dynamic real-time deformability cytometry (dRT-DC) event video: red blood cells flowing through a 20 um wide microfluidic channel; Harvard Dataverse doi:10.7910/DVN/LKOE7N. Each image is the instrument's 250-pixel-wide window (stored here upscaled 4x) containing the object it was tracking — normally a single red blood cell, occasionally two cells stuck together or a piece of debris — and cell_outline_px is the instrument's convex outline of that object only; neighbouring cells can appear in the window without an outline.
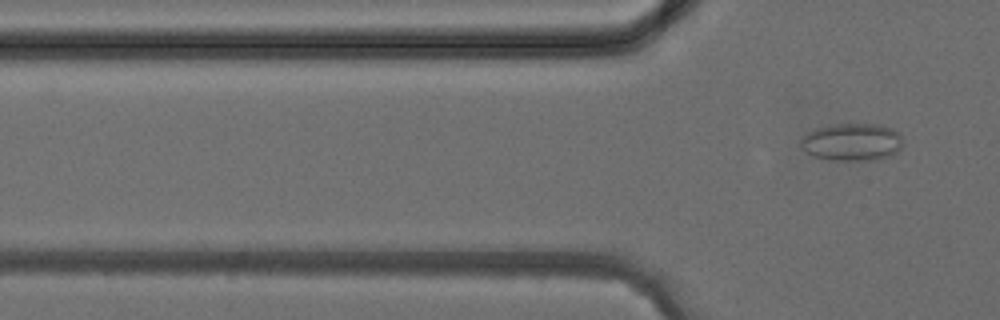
{"species": "common noctule bat (a hibernating species)", "species_latin": "Nyctalus noctula", "temperature_condition": "cold", "stored_images_in_passage": 6, "camera_frame_rate_fps": 3000, "um_per_image_px": 0.085, "animal": {"sex": "female", "body_mass_g": 24.6, "forearm_length_mm": 56.2}, "frame": {"image": 1, "passage_image": 6, "time_ms": 6.0, "image_size_px": [1000, 320], "cell_outline_px": [[900, 148], [892, 156], [880, 160], [832, 160], [816, 156], [808, 152], [800, 144], [800, 140], [808, 132], [816, 128], [832, 124], [880, 124], [892, 128], [900, 132]], "centroid_in_image_um": [72.45, 12.07], "position_along_channel_um": 53.3, "area_um2": 22.31}}